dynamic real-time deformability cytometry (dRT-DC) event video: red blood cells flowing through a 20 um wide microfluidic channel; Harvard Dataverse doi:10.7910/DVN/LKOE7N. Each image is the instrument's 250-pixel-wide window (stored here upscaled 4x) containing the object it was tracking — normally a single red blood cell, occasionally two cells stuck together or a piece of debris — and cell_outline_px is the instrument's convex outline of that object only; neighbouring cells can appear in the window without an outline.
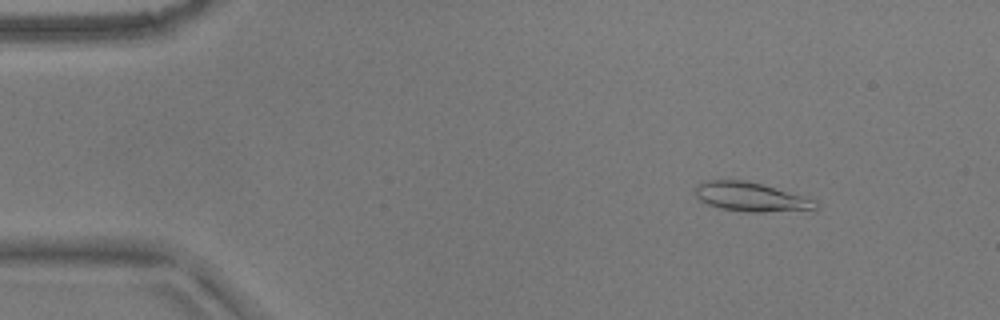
{"species": "common noctule bat (a hibernating species)", "species_latin": "Nyctalus noctula", "temperature_condition": "warm", "stored_images_in_passage": 54, "camera_frame_rate_fps": 3000, "um_per_image_px": 0.085, "animal": {"sex": "male", "body_mass_g": 17.9}, "frame": {"image": 1, "passage_image": 7, "time_ms": 2.0, "image_size_px": [1000, 320], "cell_outline_px": [[816, 208], [764, 212], [744, 212], [720, 208], [708, 204], [700, 200], [696, 196], [696, 184], [708, 180], [744, 180], [760, 184], [816, 200]], "centroid_in_image_um": [63.74, 16.73], "position_along_channel_um": 21.3, "area_um2": 19.88}}
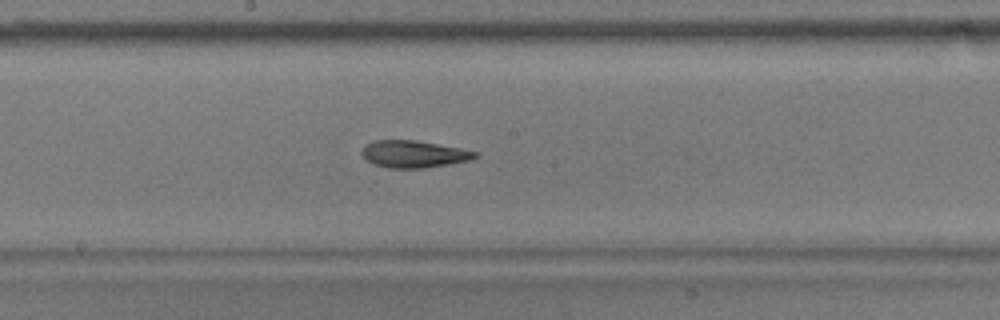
{"frame": {"image": 2, "passage_image": 29, "time_ms": 9.333, "image_size_px": [1000, 320], "cell_outline_px": [[480, 156], [468, 160], [448, 164], [424, 168], [388, 168], [372, 164], [364, 160], [360, 152], [364, 144], [372, 140], [416, 140], [460, 148], [480, 152]], "centroid_in_image_um": [35.11, 13.09], "position_along_channel_um": 213.1, "area_um2": 18.21}}
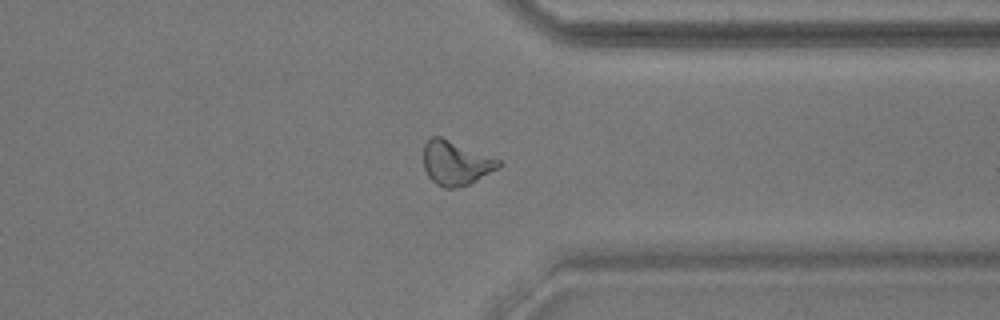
{"frame": {"image": 3, "passage_image": 42, "time_ms": 13.667, "image_size_px": [1000, 320], "cell_outline_px": [[504, 164], [500, 168], [468, 184], [456, 188], [444, 188], [436, 184], [428, 176], [424, 168], [424, 144], [432, 136], [440, 136], [500, 160]], "centroid_in_image_um": [38.75, 13.86], "position_along_channel_um": 372.7, "area_um2": 19.25}, "authors_computed_cell_mechanics": {"area_um2": 19.1318, "velocity_mm_per_s": 3.7477, "shape_relaxation_time_tau1_ms": null, "shape_relaxation_time_tau2_ms": 3.4198, "deformation_change_tau1": null, "deformation_change_tau2": 0.1207}}